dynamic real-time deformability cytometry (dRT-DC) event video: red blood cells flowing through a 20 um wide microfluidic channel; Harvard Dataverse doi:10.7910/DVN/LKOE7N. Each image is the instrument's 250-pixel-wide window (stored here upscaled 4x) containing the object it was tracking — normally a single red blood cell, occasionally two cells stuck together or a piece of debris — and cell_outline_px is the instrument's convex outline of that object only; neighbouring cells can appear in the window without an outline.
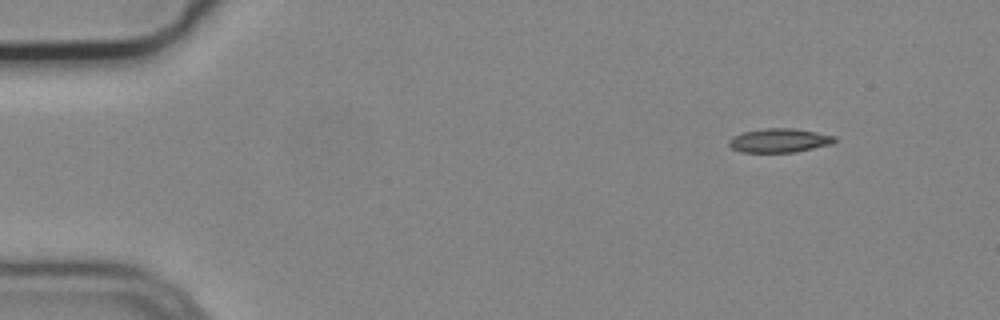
{"species": "common noctule bat (a hibernating species)", "species_latin": "Nyctalus noctula", "temperature_condition": "cold", "stored_images_in_passage": 3, "camera_frame_rate_fps": 3000, "um_per_image_px": 0.085, "animal": {"sex": "male", "body_mass_g": 19.2, "forearm_length_mm": 51.8}, "frame": {"image": 1, "passage_image": 1, "time_ms": 0.0, "image_size_px": [1000, 320], "cell_outline_px": [[836, 140], [832, 144], [796, 152], [740, 152], [732, 148], [728, 144], [728, 140], [732, 136], [744, 132], [768, 128], [792, 128], [816, 132], [836, 136]], "centroid_in_image_um": [66.24, 11.94], "position_along_channel_um": 18.8, "area_um2": 14.74}}